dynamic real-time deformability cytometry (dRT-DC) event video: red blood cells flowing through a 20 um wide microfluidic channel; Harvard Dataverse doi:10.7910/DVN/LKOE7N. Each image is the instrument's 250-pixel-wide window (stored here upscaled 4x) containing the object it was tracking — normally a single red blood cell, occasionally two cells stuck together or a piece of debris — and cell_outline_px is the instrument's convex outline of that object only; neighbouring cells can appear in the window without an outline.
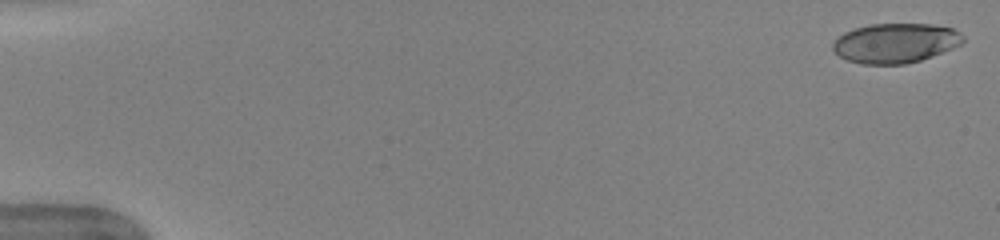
{"species": "human", "species_latin": "Homo sapiens", "temperature_condition": "warm", "stored_images_in_passage": 51, "camera_frame_rate_fps": 3000, "um_per_image_px": 0.085, "donor": {"sex": "female"}, "frame": {"image": 1, "passage_image": 1, "time_ms": 0.0, "image_size_px": [1000, 240], "cell_outline_px": [[964, 40], [960, 44], [952, 48], [920, 60], [904, 64], [860, 64], [848, 60], [840, 56], [832, 48], [832, 44], [844, 32], [868, 24], [932, 24], [952, 28], [960, 32], [964, 36]], "centroid_in_image_um": [76.11, 3.65], "position_along_channel_um": 8.9, "area_um2": 29.88}}
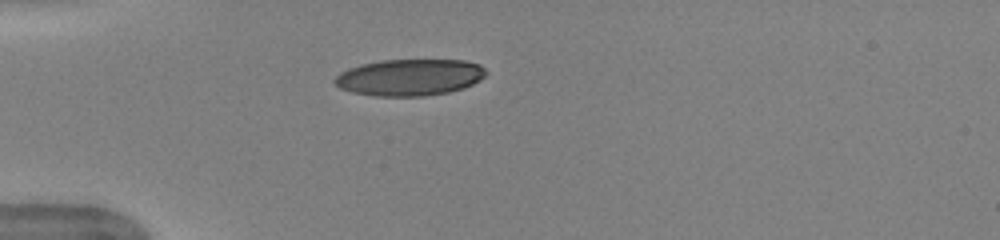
{"frame": {"image": 2, "passage_image": 15, "time_ms": 4.667, "image_size_px": [1000, 240], "cell_outline_px": [[488, 72], [480, 80], [464, 88], [448, 92], [424, 96], [376, 96], [352, 92], [340, 88], [332, 80], [340, 72], [348, 68], [360, 64], [380, 60], [464, 60], [480, 64]], "centroid_in_image_um": [34.81, 6.57], "position_along_channel_um": 50.2, "area_um2": 32.43}}
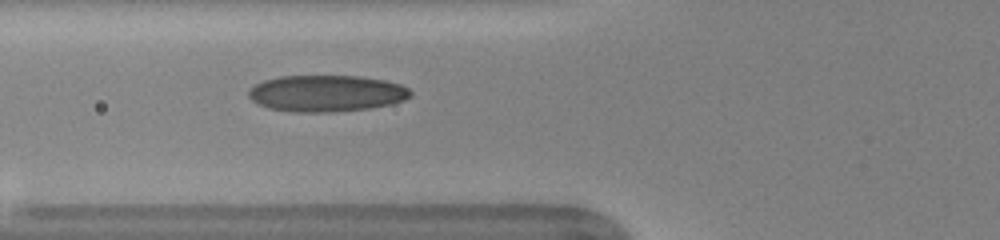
{"frame": {"image": 3, "passage_image": 20, "time_ms": 6.333, "image_size_px": [1000, 240], "cell_outline_px": [[412, 96], [404, 100], [388, 104], [368, 108], [332, 112], [296, 112], [268, 108], [256, 104], [248, 96], [248, 92], [256, 84], [264, 80], [280, 76], [360, 76], [384, 80], [400, 84], [408, 88], [412, 92]], "centroid_in_image_um": [27.74, 7.93], "position_along_channel_um": 98.1, "area_um2": 34.39}, "authors_computed_cell_mechanics": {"area_um2": 32.4836, "velocity_mm_per_s": 4.0062, "shape_relaxation_time_tau1_ms": 4.4428, "shape_relaxation_time_tau2_ms": 0.7847, "deformation_change_tau1": 0.208, "deformation_change_tau2": 0.0756}}